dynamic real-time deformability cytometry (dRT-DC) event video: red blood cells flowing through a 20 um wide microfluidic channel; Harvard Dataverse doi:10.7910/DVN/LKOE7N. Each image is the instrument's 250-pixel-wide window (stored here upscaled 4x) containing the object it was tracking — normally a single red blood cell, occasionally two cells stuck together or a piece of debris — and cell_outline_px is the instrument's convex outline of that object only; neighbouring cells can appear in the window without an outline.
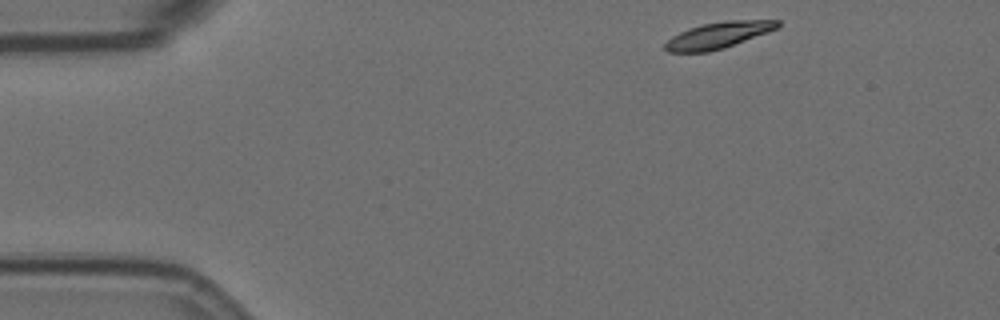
{"species": "Egyptian fruit bat (a non-hibernating species)", "species_latin": "Rousettus aegyptiacus", "temperature_condition": "room temperature", "stored_images_in_passage": 26, "camera_frame_rate_fps": 3000, "um_per_image_px": 0.085, "animal": {"sex": "female"}, "frame": {"image": 1, "passage_image": 1, "time_ms": 0.0, "image_size_px": [1000, 320], "cell_outline_px": [[780, 24], [776, 28], [768, 32], [724, 48], [708, 52], [668, 52], [664, 48], [664, 44], [672, 36], [688, 28], [704, 24], [724, 20], [780, 20]], "centroid_in_image_um": [61.03, 2.99], "position_along_channel_um": 24.0, "area_um2": 17.17}}
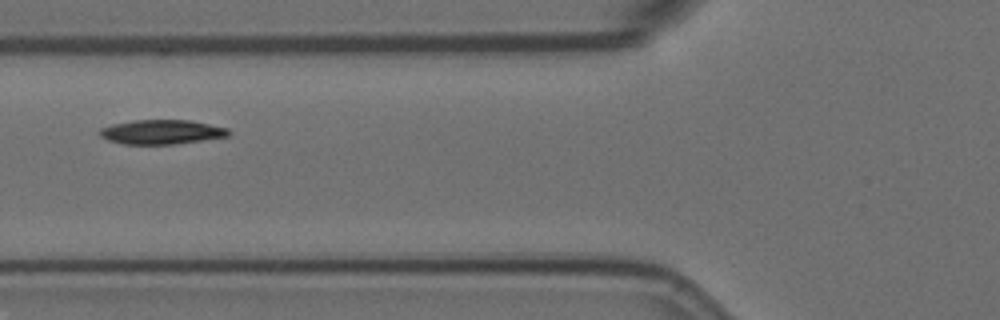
{"frame": {"image": 2, "passage_image": 15, "time_ms": 4.667, "image_size_px": [1000, 320], "cell_outline_px": [[232, 132], [228, 136], [172, 144], [124, 144], [108, 140], [100, 136], [96, 132], [100, 128], [112, 124], [136, 120], [188, 120], [228, 128]], "centroid_in_image_um": [13.69, 11.21], "position_along_channel_um": 112.1, "area_um2": 18.21}}
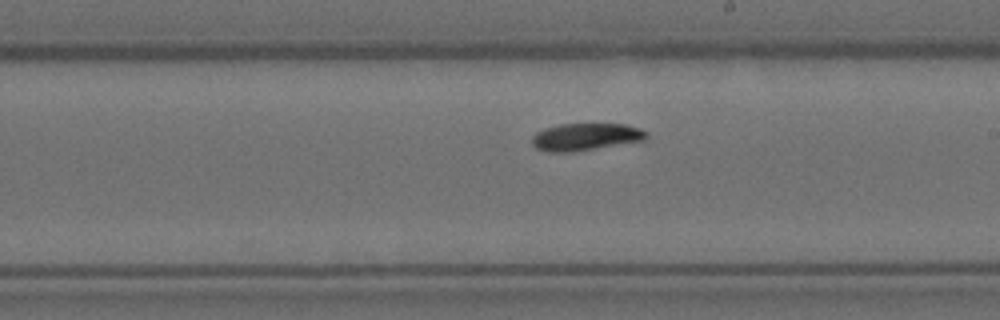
{"frame": {"image": 3, "passage_image": 26, "time_ms": 8.333, "image_size_px": [1000, 320], "cell_outline_px": [[648, 136], [644, 140], [572, 152], [548, 152], [536, 148], [532, 144], [532, 136], [536, 132], [544, 128], [560, 124], [624, 124], [640, 128], [648, 132]], "centroid_in_image_um": [49.76, 11.63], "position_along_channel_um": 239.2, "area_um2": 18.15}}